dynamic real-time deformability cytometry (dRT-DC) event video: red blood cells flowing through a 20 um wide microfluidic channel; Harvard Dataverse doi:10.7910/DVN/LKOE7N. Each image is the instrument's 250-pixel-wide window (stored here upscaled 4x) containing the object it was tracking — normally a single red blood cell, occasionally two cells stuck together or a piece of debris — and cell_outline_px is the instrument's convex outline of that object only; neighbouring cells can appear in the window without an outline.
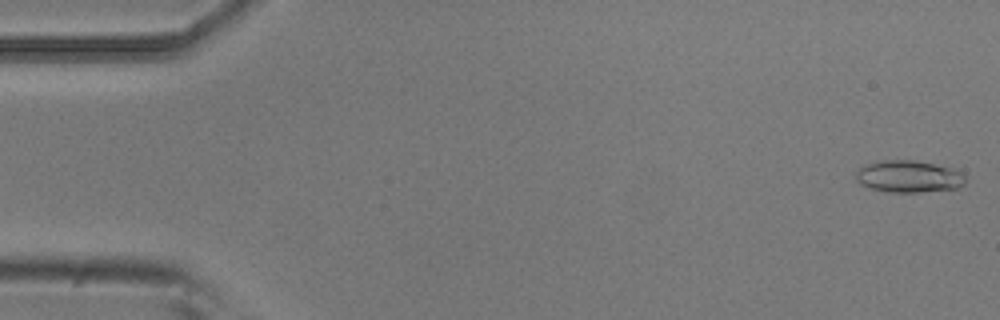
{"species": "common noctule bat (a hibernating species)", "species_latin": "Nyctalus noctula", "temperature_condition": "room temperature", "stored_images_in_passage": 5, "camera_frame_rate_fps": 3000, "um_per_image_px": 0.085, "animal": {"sex": "male", "body_mass_g": 20.5, "forearm_length_mm": 52.5}, "frame": {"image": 1, "passage_image": 1, "time_ms": 0.0, "image_size_px": [1000, 320], "cell_outline_px": [[964, 184], [960, 188], [920, 192], [884, 192], [868, 188], [860, 184], [856, 180], [856, 172], [864, 164], [884, 160], [916, 160], [952, 168], [964, 172]], "centroid_in_image_um": [77.23, 15.01], "position_along_channel_um": 7.8, "area_um2": 20.69}}
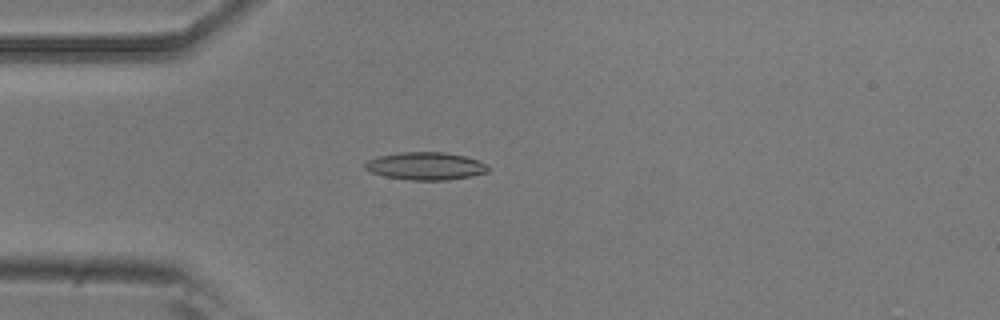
{"frame": {"image": 2, "passage_image": 5, "time_ms": 1.333, "image_size_px": [1000, 320], "cell_outline_px": [[488, 172], [472, 176], [448, 180], [408, 180], [384, 176], [372, 172], [364, 168], [364, 164], [368, 160], [380, 156], [400, 152], [444, 152], [464, 156], [480, 160], [488, 168]], "centroid_in_image_um": [36.18, 14.12], "position_along_channel_um": 48.8, "area_um2": 19.83}}